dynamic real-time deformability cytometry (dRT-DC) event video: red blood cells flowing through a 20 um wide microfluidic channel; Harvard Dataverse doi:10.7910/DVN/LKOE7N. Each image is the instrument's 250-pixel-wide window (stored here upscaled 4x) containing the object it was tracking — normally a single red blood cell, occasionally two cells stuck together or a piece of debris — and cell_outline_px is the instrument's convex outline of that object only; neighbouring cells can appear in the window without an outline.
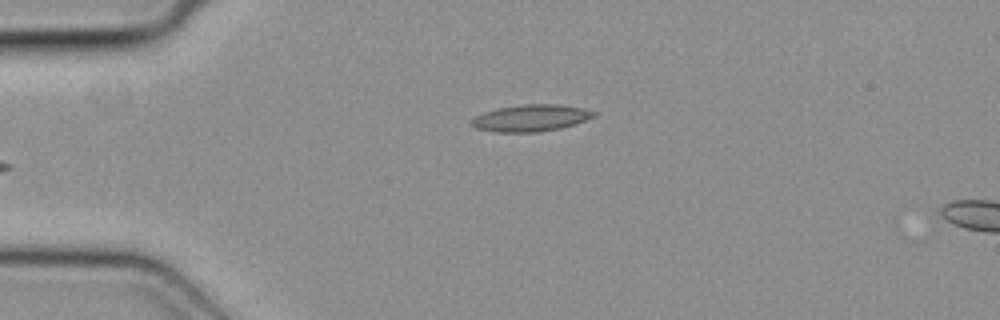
{"species": "common noctule bat (a hibernating species)", "species_latin": "Nyctalus noctula", "temperature_condition": "cold", "stored_images_in_passage": 5, "camera_frame_rate_fps": 3000, "um_per_image_px": 0.085, "animal": {"sex": "female", "body_mass_g": 19.3, "forearm_length_mm": 54.1}, "frame": {"image": 1, "passage_image": 5, "time_ms": 1.333, "image_size_px": [1000, 320], "cell_outline_px": [[596, 116], [560, 128], [540, 132], [496, 132], [476, 128], [468, 120], [484, 112], [496, 108], [524, 104], [556, 104], [584, 108], [596, 112]], "centroid_in_image_um": [45.09, 10.02], "position_along_channel_um": 39.9, "area_um2": 19.02}}